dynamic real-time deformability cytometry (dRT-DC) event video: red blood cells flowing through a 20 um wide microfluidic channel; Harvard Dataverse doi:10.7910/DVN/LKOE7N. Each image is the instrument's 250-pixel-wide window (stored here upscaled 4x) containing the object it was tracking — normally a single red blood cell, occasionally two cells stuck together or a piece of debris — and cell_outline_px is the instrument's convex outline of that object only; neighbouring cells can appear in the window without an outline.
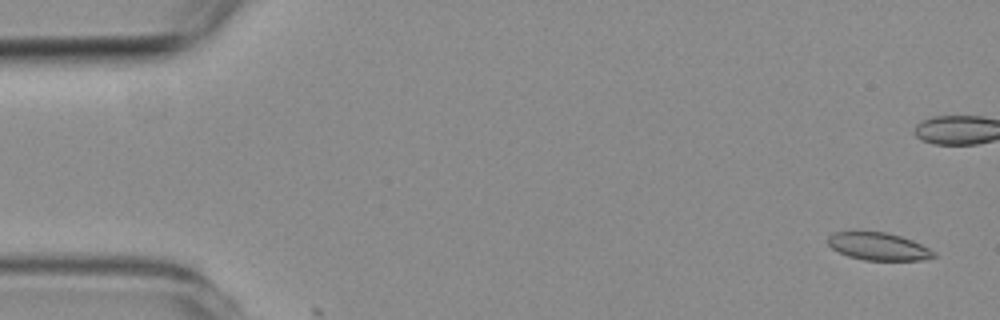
{"species": "common noctule bat (a hibernating species)", "species_latin": "Nyctalus noctula", "temperature_condition": "room temperature", "stored_images_in_passage": 2, "camera_frame_rate_fps": 3000, "um_per_image_px": 0.085, "animal": {"sex": "female", "body_mass_g": 19.3, "forearm_length_mm": 54.1}, "frame": {"image": 1, "passage_image": 1, "time_ms": 0.0, "image_size_px": [1000, 320], "cell_outline_px": [[936, 256], [920, 260], [864, 260], [848, 256], [832, 248], [828, 244], [828, 236], [836, 232], [884, 232], [900, 236], [912, 240], [936, 252]], "centroid_in_image_um": [74.67, 20.95], "position_along_channel_um": 10.3, "area_um2": 16.76}}